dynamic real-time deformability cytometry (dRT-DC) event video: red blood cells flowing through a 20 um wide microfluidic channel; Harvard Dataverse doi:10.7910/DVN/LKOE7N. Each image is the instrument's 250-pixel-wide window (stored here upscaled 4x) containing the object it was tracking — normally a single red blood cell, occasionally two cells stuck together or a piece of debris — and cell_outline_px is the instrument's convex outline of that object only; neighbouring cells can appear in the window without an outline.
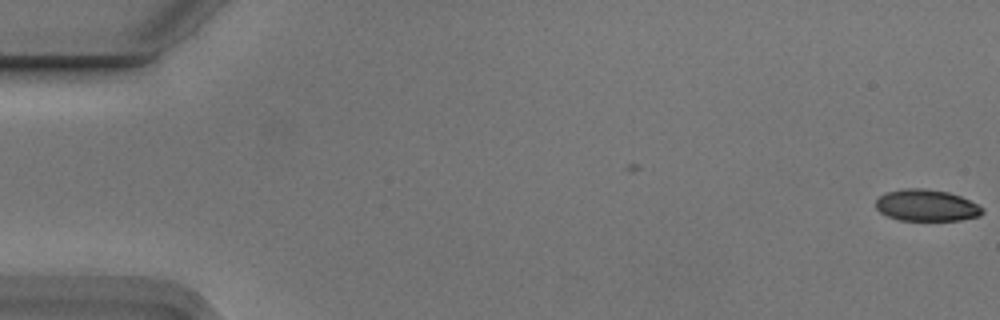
{"species": "Egyptian fruit bat (a non-hibernating species)", "species_latin": "Rousettus aegyptiacus", "temperature_condition": "cold", "stored_images_in_passage": 2, "camera_frame_rate_fps": 3000, "um_per_image_px": 0.085, "animal": {"sex": "male"}, "frame": {"image": 1, "passage_image": 2, "time_ms": 0.333, "image_size_px": [1000, 320], "cell_outline_px": [[984, 212], [980, 216], [960, 220], [900, 220], [888, 216], [880, 212], [876, 208], [876, 200], [884, 192], [904, 188], [924, 188], [948, 192], [960, 196], [984, 208]], "centroid_in_image_um": [78.74, 17.45], "position_along_channel_um": 6.3, "area_um2": 19.65}}